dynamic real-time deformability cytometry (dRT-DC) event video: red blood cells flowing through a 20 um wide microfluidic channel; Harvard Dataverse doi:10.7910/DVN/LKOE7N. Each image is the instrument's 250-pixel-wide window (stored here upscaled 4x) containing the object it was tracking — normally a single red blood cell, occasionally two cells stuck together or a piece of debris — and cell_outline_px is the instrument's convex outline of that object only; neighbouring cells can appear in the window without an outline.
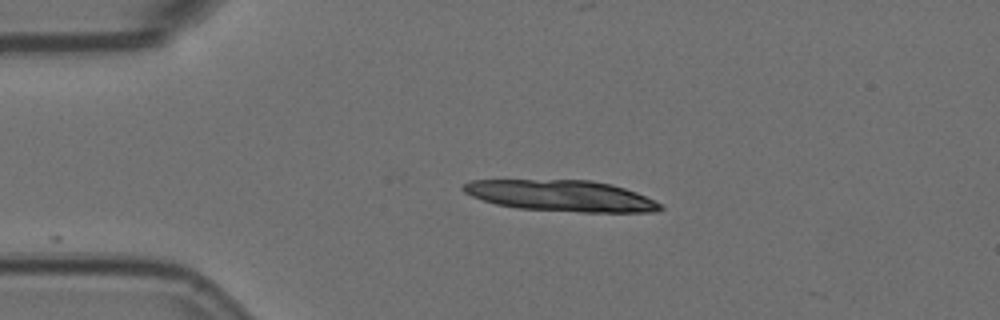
{"species": "Egyptian fruit bat (a non-hibernating species)", "species_latin": "Rousettus aegyptiacus", "temperature_condition": "room temperature", "stored_images_in_passage": 3, "camera_frame_rate_fps": 3000, "um_per_image_px": 0.085, "animal": {"sex": "female"}, "frame": {"image": 1, "passage_image": 1, "time_ms": 0.0, "image_size_px": [1000, 320], "cell_outline_px": [[664, 208], [656, 212], [580, 212], [516, 208], [496, 204], [472, 196], [464, 192], [460, 188], [464, 184], [472, 180], [592, 180], [612, 184], [636, 192], [664, 204]], "centroid_in_image_um": [47.74, 16.64], "position_along_channel_um": 37.3, "area_um2": 35.89}}